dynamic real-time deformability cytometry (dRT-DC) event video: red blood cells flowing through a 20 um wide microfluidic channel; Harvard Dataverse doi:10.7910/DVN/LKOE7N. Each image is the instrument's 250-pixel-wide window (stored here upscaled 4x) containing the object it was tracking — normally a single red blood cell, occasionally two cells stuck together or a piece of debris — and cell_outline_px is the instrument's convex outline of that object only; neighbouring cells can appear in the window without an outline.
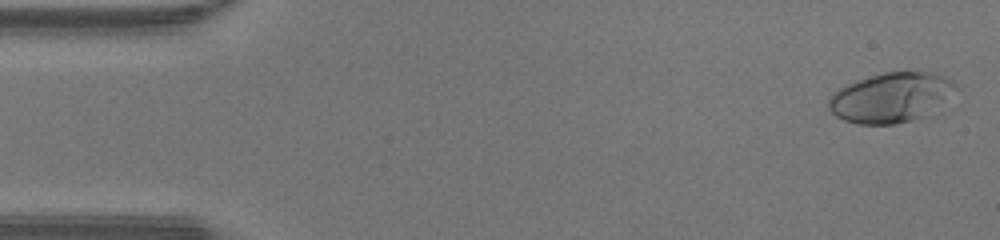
{"species": "human", "species_latin": "Homo sapiens", "temperature_condition": "warm", "stored_images_in_passage": 48, "camera_frame_rate_fps": 3000, "um_per_image_px": 0.085, "donor": {"sex": "male"}, "frame": {"image": 1, "passage_image": 2, "time_ms": 0.333, "image_size_px": [1000, 240], "cell_outline_px": [[960, 84], [940, 112], [936, 116], [896, 124], [856, 124], [844, 120], [836, 116], [828, 108], [828, 100], [840, 88], [856, 80], [868, 76], [884, 72], [936, 72]], "centroid_in_image_um": [75.88, 8.31], "position_along_channel_um": 9.1, "area_um2": 38.09}}
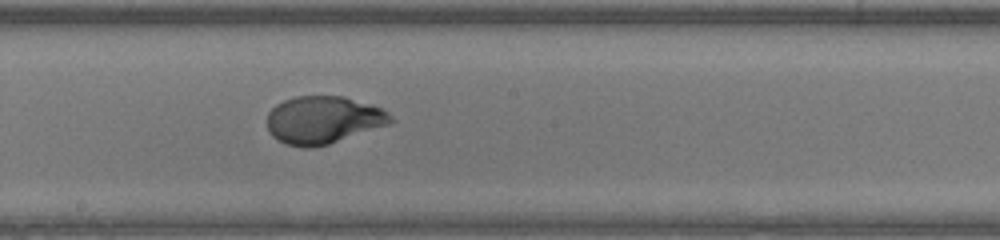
{"frame": {"image": 2, "passage_image": 26, "time_ms": 8.333, "image_size_px": [1000, 240], "cell_outline_px": [[396, 120], [388, 124], [328, 144], [312, 148], [304, 148], [284, 144], [272, 136], [268, 132], [268, 112], [276, 104], [284, 100], [296, 96], [344, 96], [372, 104], [388, 112]], "centroid_in_image_um": [27.46, 10.19], "position_along_channel_um": 220.7, "area_um2": 34.33}}
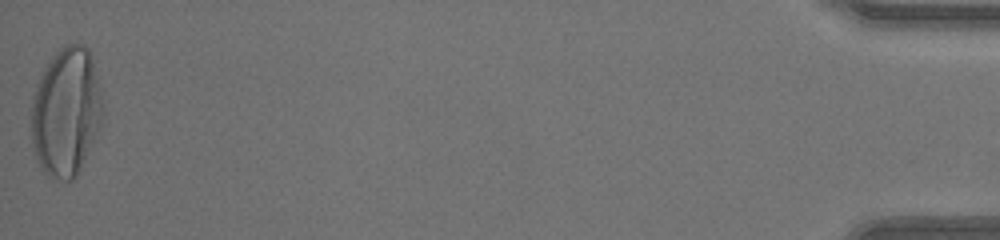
{"frame": {"image": 3, "passage_image": 48, "time_ms": 15.667, "image_size_px": [1000, 240], "cell_outline_px": [[100, 124], [84, 160], [76, 176], [72, 180], [60, 180], [48, 176], [44, 172], [32, 148], [32, 96], [36, 84], [44, 68], [52, 56], [64, 44], [84, 44], [88, 48], [92, 60], [100, 96]], "centroid_in_image_um": [5.57, 9.51], "position_along_channel_um": 429.6, "area_um2": 52.54}, "authors_computed_cell_mechanics": {"area_um2": 34.3332, "velocity_mm_per_s": 4.3256, "shape_relaxation_time_tau1_ms": 5.9286, "shape_relaxation_time_tau2_ms": null, "deformation_change_tau1": 0.3237, "deformation_change_tau2": null}}